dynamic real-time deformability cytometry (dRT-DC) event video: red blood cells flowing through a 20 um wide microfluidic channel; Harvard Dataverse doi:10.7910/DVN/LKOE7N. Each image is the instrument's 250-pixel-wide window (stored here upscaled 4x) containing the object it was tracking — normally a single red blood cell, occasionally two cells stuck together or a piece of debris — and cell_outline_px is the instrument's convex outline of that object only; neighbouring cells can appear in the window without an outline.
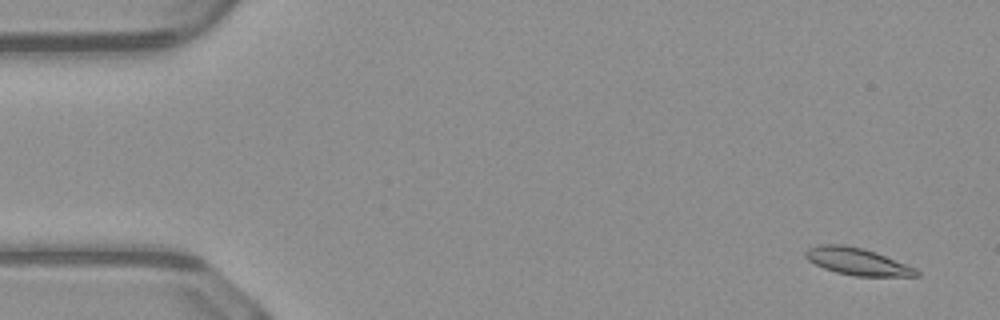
{"species": "common noctule bat (a hibernating species)", "species_latin": "Nyctalus noctula", "temperature_condition": "warm", "stored_images_in_passage": 52, "camera_frame_rate_fps": 3000, "um_per_image_px": 0.085, "animal": {"sex": "male", "body_mass_g": 23.1, "forearm_length_mm": 52.7}, "frame": {"image": 1, "passage_image": 3, "time_ms": 0.667, "image_size_px": [1000, 320], "cell_outline_px": [[920, 276], [856, 276], [836, 272], [824, 268], [808, 260], [804, 256], [804, 252], [808, 248], [820, 244], [844, 244], [864, 248], [916, 268], [920, 272]], "centroid_in_image_um": [72.85, 22.22], "position_along_channel_um": 12.1, "area_um2": 17.46}}
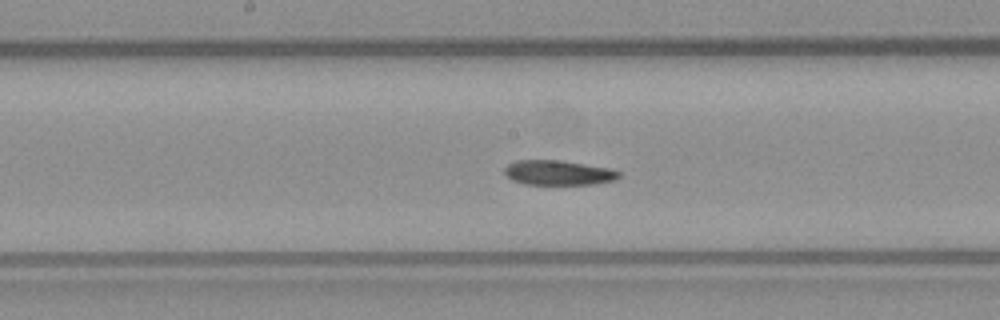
{"frame": {"image": 2, "passage_image": 26, "time_ms": 8.333, "image_size_px": [1000, 320], "cell_outline_px": [[620, 176], [612, 180], [592, 184], [524, 184], [512, 180], [504, 172], [504, 168], [508, 164], [516, 160], [560, 160], [612, 168], [620, 172]], "centroid_in_image_um": [47.45, 14.67], "position_along_channel_um": 200.8, "area_um2": 16.47}}
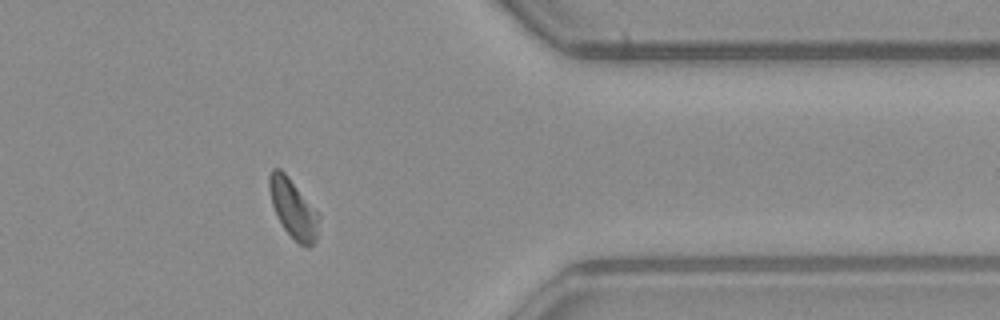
{"frame": {"image": 3, "passage_image": 41, "time_ms": 13.333, "image_size_px": [1000, 320], "cell_outline_px": [[320, 216], [316, 240], [308, 248], [300, 244], [284, 228], [276, 216], [272, 204], [268, 188], [268, 176], [272, 168], [280, 168], [288, 176], [320, 212]], "centroid_in_image_um": [24.93, 17.7], "position_along_channel_um": 386.5, "area_um2": 17.28}, "authors_computed_cell_mechanics": {"area_um2": 17.2822, "velocity_mm_per_s": 4.0933, "shape_relaxation_time_tau1_ms": null, "shape_relaxation_time_tau2_ms": 2.1224, "deformation_change_tau1": null, "deformation_change_tau2": 0.0726}}